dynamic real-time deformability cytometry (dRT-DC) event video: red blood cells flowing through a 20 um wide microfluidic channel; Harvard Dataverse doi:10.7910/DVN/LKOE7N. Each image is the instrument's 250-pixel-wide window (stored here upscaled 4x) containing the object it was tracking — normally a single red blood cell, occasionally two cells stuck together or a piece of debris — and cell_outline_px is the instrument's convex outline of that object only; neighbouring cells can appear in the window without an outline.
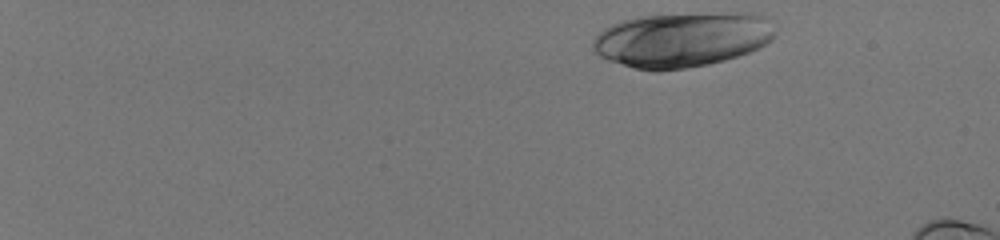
{"species": "human", "species_latin": "Homo sapiens", "temperature_condition": "room temperature", "stored_images_in_passage": 47, "camera_frame_rate_fps": 3000, "um_per_image_px": 0.085, "donor": {"sex": "male"}, "frame": {"image": 1, "passage_image": 1, "time_ms": 0.0, "image_size_px": [1000, 240], "cell_outline_px": [[772, 40], [748, 52], [724, 60], [708, 64], [688, 68], [656, 72], [636, 68], [608, 60], [600, 56], [592, 48], [592, 40], [604, 28], [620, 20], [640, 16], [728, 12], [756, 12], [764, 20], [772, 32]], "centroid_in_image_um": [57.89, 3.36], "position_along_channel_um": 27.1, "area_um2": 57.92}}
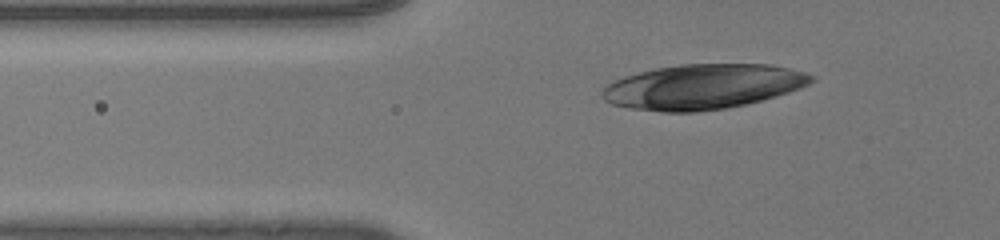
{"frame": {"image": 2, "passage_image": 15, "time_ms": 4.667, "image_size_px": [1000, 240], "cell_outline_px": [[816, 76], [808, 84], [800, 88], [788, 92], [760, 100], [728, 108], [696, 112], [660, 112], [628, 108], [612, 104], [604, 100], [600, 96], [600, 92], [608, 84], [624, 76], [656, 68], [680, 64], [768, 64], [788, 68], [804, 72]], "centroid_in_image_um": [59.7, 7.37], "position_along_channel_um": 66.1, "area_um2": 54.68}}
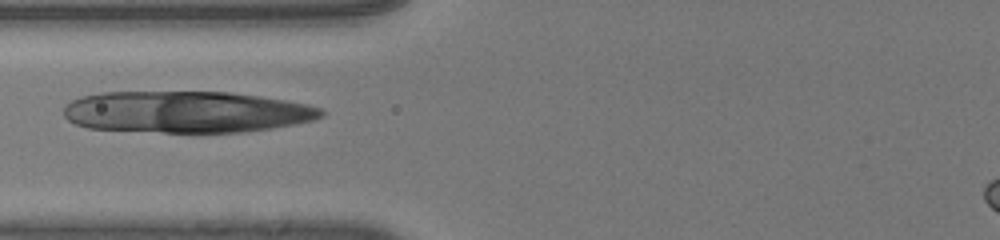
{"frame": {"image": 3, "passage_image": 20, "time_ms": 6.333, "image_size_px": [1000, 240], "cell_outline_px": [[324, 116], [312, 120], [272, 128], [244, 132], [164, 132], [88, 128], [76, 124], [68, 120], [64, 116], [64, 104], [80, 96], [100, 92], [232, 92], [284, 100], [324, 108]], "centroid_in_image_um": [15.81, 9.51], "position_along_channel_um": 110.0, "area_um2": 62.42}}